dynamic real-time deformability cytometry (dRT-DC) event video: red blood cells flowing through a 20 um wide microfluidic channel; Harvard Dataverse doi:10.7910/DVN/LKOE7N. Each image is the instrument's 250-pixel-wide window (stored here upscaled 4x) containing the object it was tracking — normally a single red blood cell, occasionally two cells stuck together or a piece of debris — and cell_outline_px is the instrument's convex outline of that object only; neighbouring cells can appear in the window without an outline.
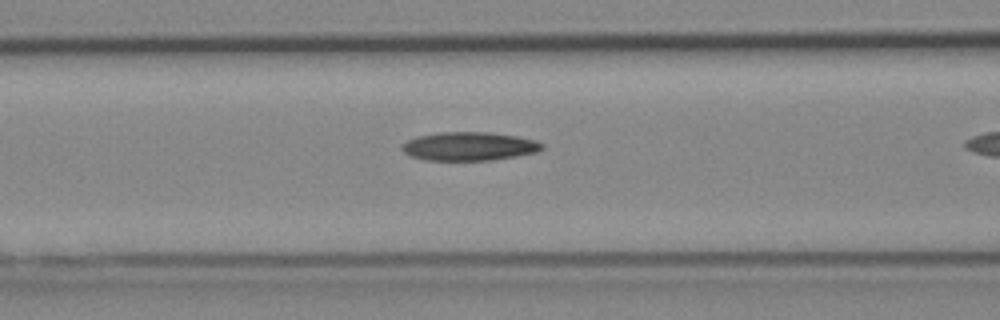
{"species": "Egyptian fruit bat (a non-hibernating species)", "species_latin": "Rousettus aegyptiacus", "temperature_condition": "cold", "stored_images_in_passage": 11, "camera_frame_rate_fps": 3000, "um_per_image_px": 0.085, "animal": {"sex": "female"}, "frame": {"image": 1, "passage_image": 10, "time_ms": 3.0, "image_size_px": [1000, 320], "cell_outline_px": [[544, 148], [536, 152], [516, 156], [492, 160], [424, 160], [408, 156], [400, 148], [408, 140], [416, 136], [440, 132], [488, 132], [516, 136], [536, 140], [544, 144]], "centroid_in_image_um": [39.86, 12.44], "position_along_channel_um": 126.7, "area_um2": 23.41}}